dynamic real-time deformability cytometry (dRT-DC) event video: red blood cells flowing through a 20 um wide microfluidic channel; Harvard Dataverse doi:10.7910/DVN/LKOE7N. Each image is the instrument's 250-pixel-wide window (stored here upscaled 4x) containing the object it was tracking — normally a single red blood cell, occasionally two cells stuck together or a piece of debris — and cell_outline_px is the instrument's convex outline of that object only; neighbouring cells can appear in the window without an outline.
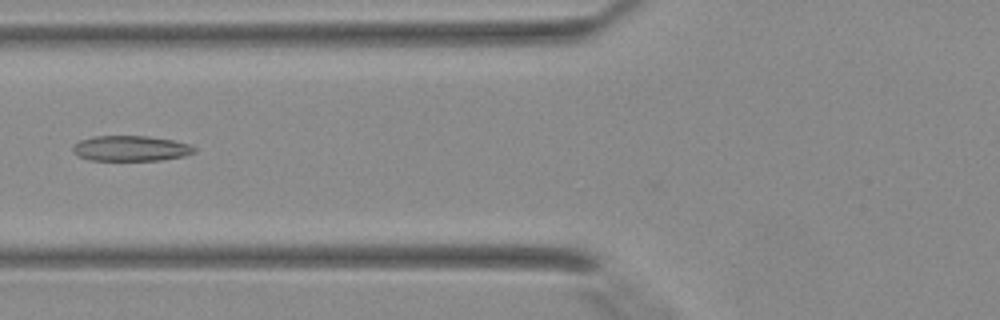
{"species": "Egyptian fruit bat (a non-hibernating species)", "species_latin": "Rousettus aegyptiacus", "temperature_condition": "warm", "stored_images_in_passage": 31, "camera_frame_rate_fps": 3000, "um_per_image_px": 0.085, "animal": {"sex": "female"}, "frame": {"image": 1, "passage_image": 7, "time_ms": 2.0, "image_size_px": [1000, 320], "cell_outline_px": [[196, 152], [184, 156], [160, 160], [88, 160], [72, 152], [72, 144], [80, 140], [92, 136], [148, 136], [172, 140], [188, 144], [196, 148]], "centroid_in_image_um": [11.08, 12.61], "position_along_channel_um": 114.7, "area_um2": 18.03}}
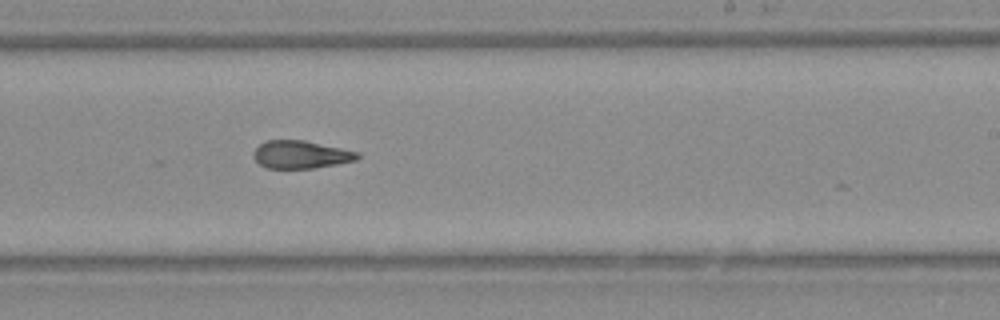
{"frame": {"image": 2, "passage_image": 16, "time_ms": 5.0, "image_size_px": [1000, 320], "cell_outline_px": [[360, 156], [356, 160], [336, 164], [312, 168], [268, 168], [260, 164], [252, 156], [252, 152], [264, 140], [304, 140], [360, 152]], "centroid_in_image_um": [25.56, 13.13], "position_along_channel_um": 263.4, "area_um2": 16.82}}
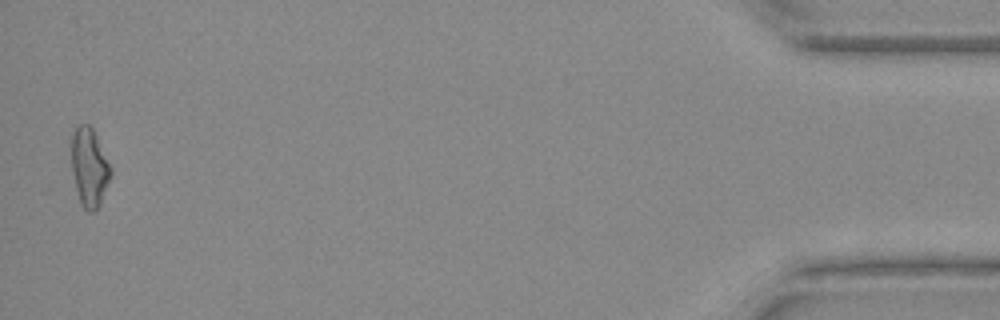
{"frame": {"image": 3, "passage_image": 31, "time_ms": 10.0, "image_size_px": [1000, 320], "cell_outline_px": [[112, 176], [100, 204], [92, 212], [88, 212], [80, 204], [72, 172], [72, 136], [76, 128], [80, 124], [88, 124], [92, 128], [112, 168]], "centroid_in_image_um": [7.61, 14.25], "position_along_channel_um": 427.6, "area_um2": 17.86}}